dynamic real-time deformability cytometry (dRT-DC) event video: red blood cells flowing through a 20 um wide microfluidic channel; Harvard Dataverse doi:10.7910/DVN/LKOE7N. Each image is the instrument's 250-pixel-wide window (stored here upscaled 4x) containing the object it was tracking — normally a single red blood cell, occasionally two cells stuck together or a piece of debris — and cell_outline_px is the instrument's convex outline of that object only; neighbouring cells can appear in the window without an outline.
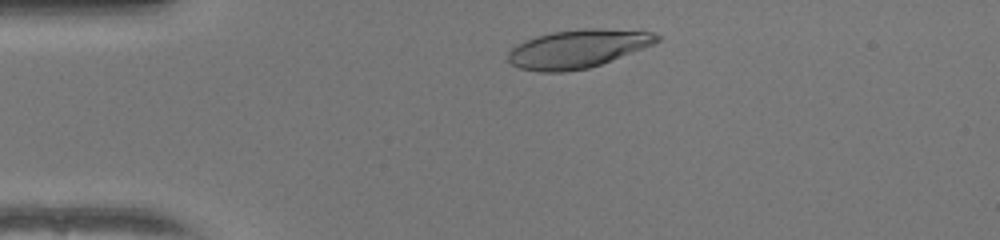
{"species": "human", "species_latin": "Homo sapiens", "temperature_condition": "warm", "stored_images_in_passage": 35, "camera_frame_rate_fps": 3000, "um_per_image_px": 0.085, "donor": {"sex": "female"}, "frame": {"image": 1, "passage_image": 4, "time_ms": 1.0, "image_size_px": [1000, 240], "cell_outline_px": [[660, 40], [652, 44], [600, 64], [588, 68], [564, 72], [540, 72], [520, 68], [512, 64], [508, 60], [508, 52], [516, 44], [524, 40], [536, 36], [552, 32], [584, 28], [600, 28], [652, 32], [660, 36]], "centroid_in_image_um": [49.06, 4.14], "position_along_channel_um": 35.9, "area_um2": 32.95}}
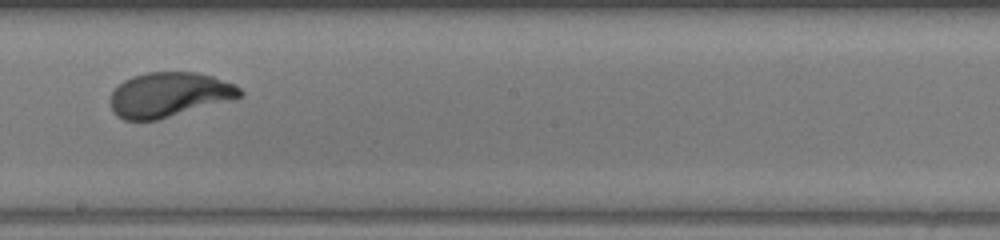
{"frame": {"image": 2, "passage_image": 22, "time_ms": 7.0, "image_size_px": [1000, 240], "cell_outline_px": [[244, 92], [240, 96], [156, 120], [124, 120], [116, 116], [112, 108], [112, 92], [124, 80], [132, 76], [148, 72], [196, 72], [212, 76], [236, 84]], "centroid_in_image_um": [14.35, 8.03], "position_along_channel_um": 233.9, "area_um2": 33.06}}
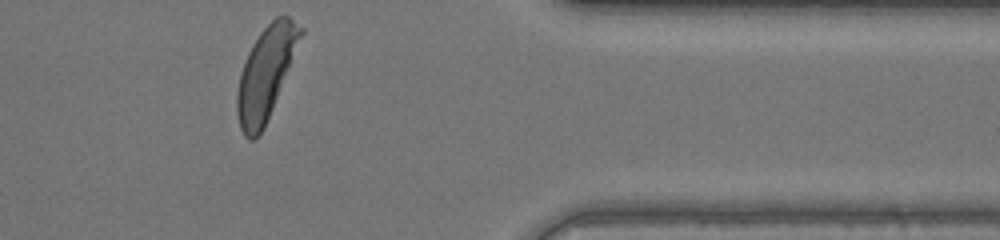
{"frame": {"image": 3, "passage_image": 35, "time_ms": 11.333, "image_size_px": [1000, 240], "cell_outline_px": [[304, 32], [264, 128], [252, 140], [248, 140], [244, 136], [240, 128], [236, 112], [236, 92], [240, 72], [248, 52], [252, 44], [260, 32], [276, 16], [288, 16], [304, 28]], "centroid_in_image_um": [22.57, 6.22], "position_along_channel_um": 388.8, "area_um2": 33.81}, "authors_computed_cell_mechanics": {"area_um2": 33.3506, "velocity_mm_per_s": 4.0236, "shape_relaxation_time_tau1_ms": 2.5063, "shape_relaxation_time_tau2_ms": null, "deformation_change_tau1": 0.184, "deformation_change_tau2": null}}